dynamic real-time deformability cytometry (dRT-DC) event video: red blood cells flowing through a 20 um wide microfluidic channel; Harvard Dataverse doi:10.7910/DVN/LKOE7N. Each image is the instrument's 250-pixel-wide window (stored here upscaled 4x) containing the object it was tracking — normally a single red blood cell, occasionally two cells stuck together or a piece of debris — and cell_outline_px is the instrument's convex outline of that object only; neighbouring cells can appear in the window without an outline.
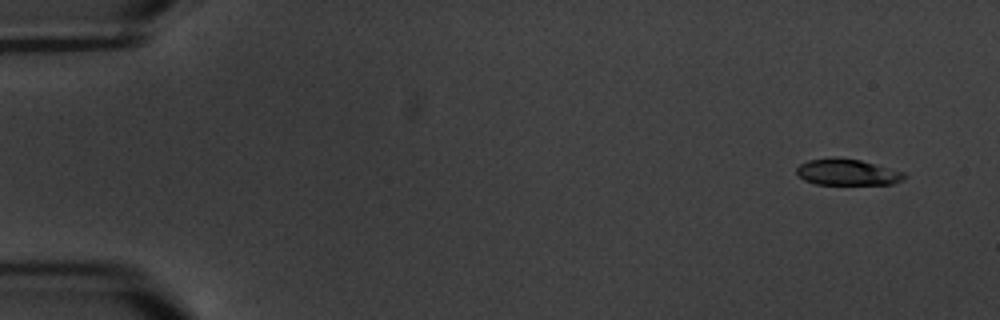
{"species": "common noctule bat (a hibernating species)", "species_latin": "Nyctalus noctula", "temperature_condition": "warm", "stored_images_in_passage": 11, "camera_frame_rate_fps": 3000, "um_per_image_px": 0.085, "animal": {"sex": "male", "body_mass_g": 20.1, "forearm_length_mm": 53.5}, "frame": {"image": 1, "passage_image": 1, "time_ms": 0.0, "image_size_px": [1000, 320], "cell_outline_px": [[908, 176], [892, 184], [816, 184], [804, 180], [796, 172], [796, 168], [800, 164], [808, 160], [836, 156], [860, 160], [904, 172]], "centroid_in_image_um": [71.99, 14.62], "position_along_channel_um": 13.0, "area_um2": 16.47}}
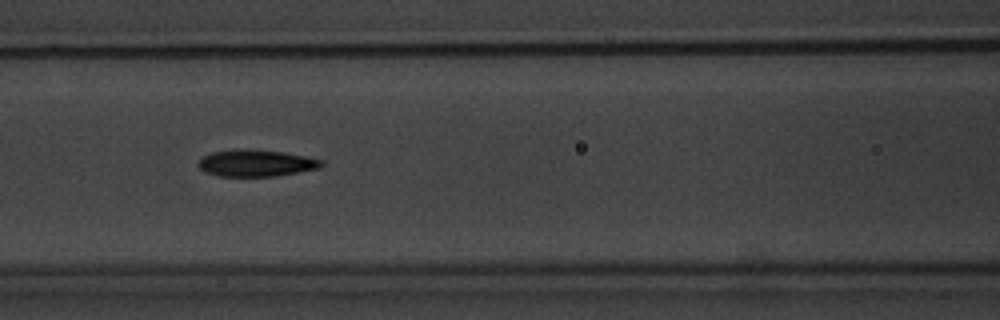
{"frame": {"image": 2, "passage_image": 7, "time_ms": 7.667, "image_size_px": [1000, 320], "cell_outline_px": [[324, 164], [320, 168], [276, 176], [216, 176], [204, 172], [196, 164], [204, 156], [212, 152], [236, 148], [252, 148], [284, 152], [324, 160]], "centroid_in_image_um": [21.75, 13.85], "position_along_channel_um": 144.8, "area_um2": 19.54}}
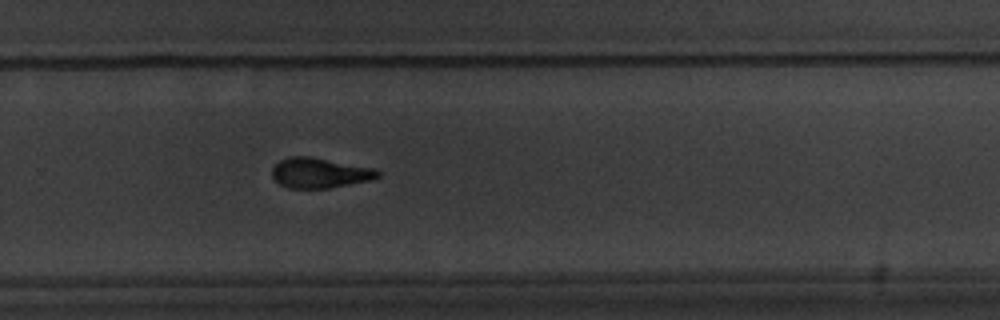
{"frame": {"image": 3, "passage_image": 11, "time_ms": 12.333, "image_size_px": [1000, 320], "cell_outline_px": [[380, 176], [372, 180], [328, 188], [288, 188], [280, 184], [272, 176], [272, 168], [280, 160], [292, 156], [308, 156], [372, 168], [380, 172]], "centroid_in_image_um": [27.16, 14.7], "position_along_channel_um": 302.6, "area_um2": 18.32}}